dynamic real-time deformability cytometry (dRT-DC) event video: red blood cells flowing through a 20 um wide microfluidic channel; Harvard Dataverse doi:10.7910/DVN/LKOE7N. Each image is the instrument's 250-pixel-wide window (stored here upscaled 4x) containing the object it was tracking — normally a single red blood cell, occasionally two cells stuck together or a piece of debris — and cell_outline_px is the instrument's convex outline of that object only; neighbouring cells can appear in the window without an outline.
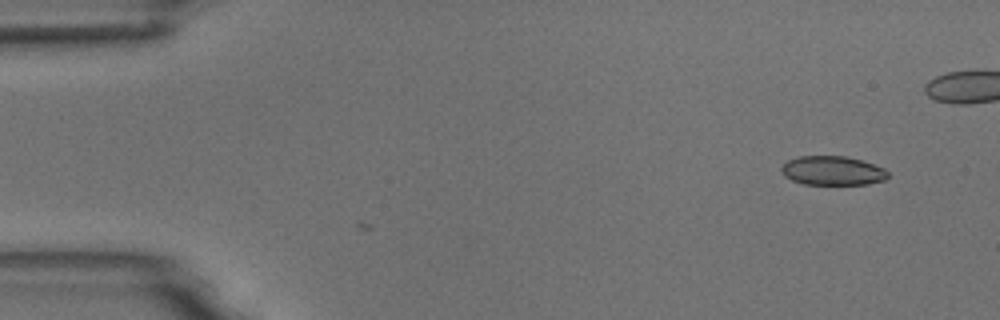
{"species": "common noctule bat (a hibernating species)", "species_latin": "Nyctalus noctula", "temperature_condition": "room temperature", "stored_images_in_passage": 4, "camera_frame_rate_fps": 3000, "um_per_image_px": 0.085, "animal": {"sex": "male", "body_mass_g": 18.8}, "frame": {"image": 1, "passage_image": 4, "time_ms": 1.0, "image_size_px": [1000, 320], "cell_outline_px": [[888, 176], [884, 180], [868, 184], [804, 184], [792, 180], [784, 176], [780, 168], [788, 160], [800, 156], [844, 156], [860, 160], [884, 168], [888, 172]], "centroid_in_image_um": [70.75, 14.51], "position_along_channel_um": 14.2, "area_um2": 17.92}}